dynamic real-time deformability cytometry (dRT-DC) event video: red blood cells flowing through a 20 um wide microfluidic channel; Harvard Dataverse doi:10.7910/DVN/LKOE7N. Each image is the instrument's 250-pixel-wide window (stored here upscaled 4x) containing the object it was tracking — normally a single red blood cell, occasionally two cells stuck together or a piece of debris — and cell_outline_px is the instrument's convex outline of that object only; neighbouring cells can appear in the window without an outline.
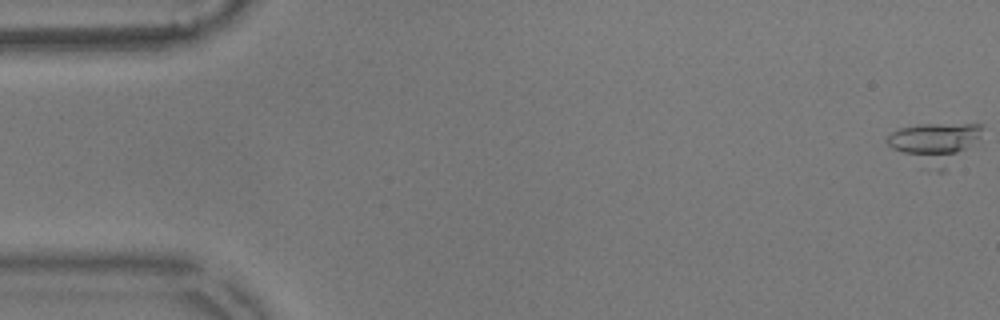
{"species": "common noctule bat (a hibernating species)", "species_latin": "Nyctalus noctula", "temperature_condition": "warm", "stored_images_in_passage": 6, "camera_frame_rate_fps": 3000, "um_per_image_px": 0.085, "animal": {"sex": "male", "body_mass_g": 17.9}, "frame": {"image": 1, "passage_image": 1, "time_ms": 0.0, "image_size_px": [1000, 320], "cell_outline_px": [[984, 128], [944, 172], [940, 172], [920, 168], [892, 148], [888, 144], [888, 136], [892, 132], [900, 128], [920, 124], [980, 124]], "centroid_in_image_um": [79.35, 12.2], "position_along_channel_um": 5.7, "area_um2": 22.08}}